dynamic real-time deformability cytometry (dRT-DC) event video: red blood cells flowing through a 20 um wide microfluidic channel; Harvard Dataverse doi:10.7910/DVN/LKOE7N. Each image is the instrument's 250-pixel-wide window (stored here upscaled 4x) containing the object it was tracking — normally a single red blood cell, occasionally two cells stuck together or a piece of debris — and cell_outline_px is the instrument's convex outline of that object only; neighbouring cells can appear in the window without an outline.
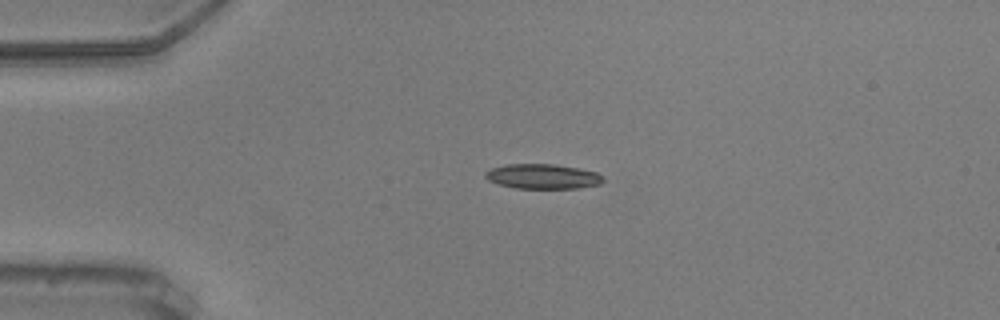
{"species": "common noctule bat (a hibernating species)", "species_latin": "Nyctalus noctula", "temperature_condition": "warm", "stored_images_in_passage": 44, "camera_frame_rate_fps": 3000, "um_per_image_px": 0.085, "animal": {"sex": "male", "body_mass_g": 20.5, "forearm_length_mm": 52.5}, "frame": {"image": 1, "passage_image": 1, "time_ms": 0.0, "image_size_px": [1000, 320], "cell_outline_px": [[604, 180], [600, 184], [580, 188], [516, 188], [500, 184], [488, 180], [484, 176], [484, 172], [492, 168], [504, 164], [556, 164], [596, 172], [604, 176]], "centroid_in_image_um": [46.13, 14.99], "position_along_channel_um": 38.9, "area_um2": 17.05}}
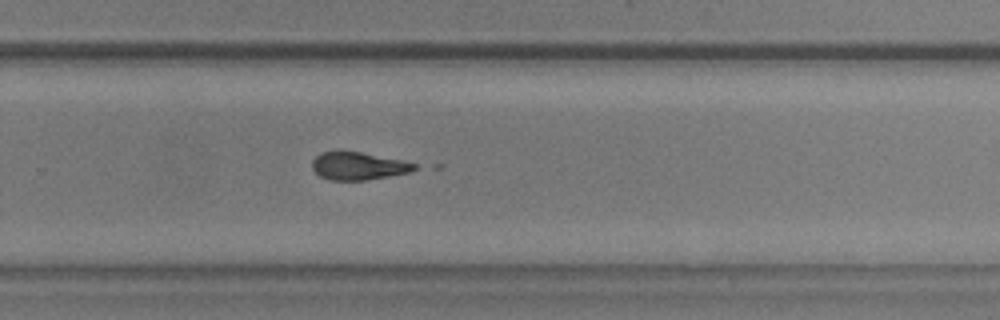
{"frame": {"image": 2, "passage_image": 25, "time_ms": 8.0, "image_size_px": [1000, 320], "cell_outline_px": [[416, 168], [408, 172], [388, 176], [364, 180], [328, 180], [320, 176], [312, 168], [312, 160], [320, 152], [360, 152], [400, 160], [416, 164]], "centroid_in_image_um": [30.4, 14.12], "position_along_channel_um": 299.4, "area_um2": 16.13}}
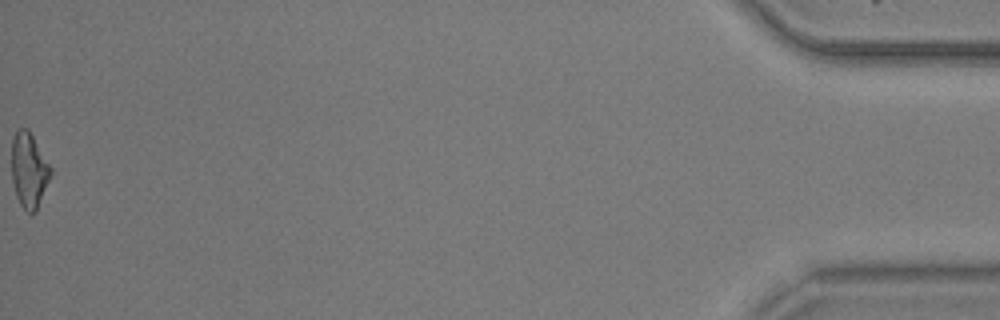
{"frame": {"image": 3, "passage_image": 44, "time_ms": 14.333, "image_size_px": [1000, 320], "cell_outline_px": [[52, 172], [36, 212], [28, 212], [20, 204], [16, 196], [12, 180], [12, 140], [16, 128], [28, 128], [52, 168]], "centroid_in_image_um": [2.46, 14.44], "position_along_channel_um": 432.7, "area_um2": 17.05}, "authors_computed_cell_mechanics": {"area_um2": 17.5134, "velocity_mm_per_s": 3.6598, "shape_relaxation_time_tau1_ms": 2.4841, "shape_relaxation_time_tau2_ms": 5.5515, "deformation_change_tau1": 0.1779, "deformation_change_tau2": 0.1551}}